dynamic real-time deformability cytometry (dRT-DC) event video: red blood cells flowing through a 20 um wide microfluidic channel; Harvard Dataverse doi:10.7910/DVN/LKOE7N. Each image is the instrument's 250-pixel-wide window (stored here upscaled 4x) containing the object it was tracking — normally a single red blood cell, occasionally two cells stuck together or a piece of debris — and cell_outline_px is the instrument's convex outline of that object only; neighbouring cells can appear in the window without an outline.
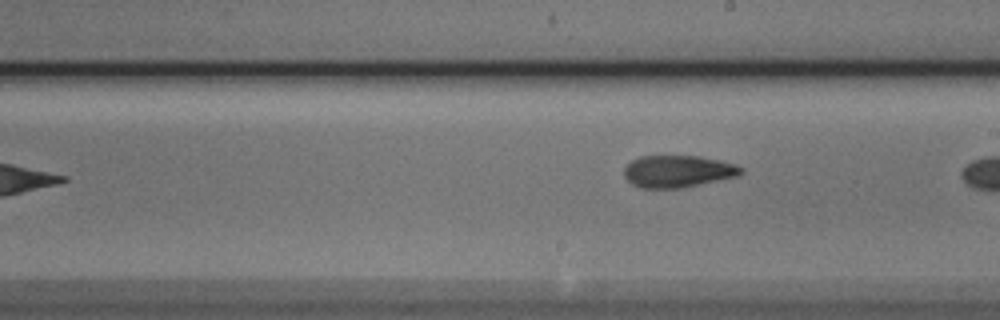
{"species": "Egyptian fruit bat (a non-hibernating species)", "species_latin": "Rousettus aegyptiacus", "temperature_condition": "cold", "stored_images_in_passage": 7, "camera_frame_rate_fps": 3000, "um_per_image_px": 0.085, "animal": {"sex": "male"}, "frame": {"image": 1, "passage_image": 7, "time_ms": 2.0, "image_size_px": [1000, 320], "cell_outline_px": [[744, 172], [736, 176], [700, 184], [680, 188], [640, 188], [632, 184], [624, 176], [624, 168], [632, 160], [640, 156], [700, 156], [732, 164], [744, 168]], "centroid_in_image_um": [57.58, 14.57], "position_along_channel_um": 231.4, "area_um2": 21.62}}